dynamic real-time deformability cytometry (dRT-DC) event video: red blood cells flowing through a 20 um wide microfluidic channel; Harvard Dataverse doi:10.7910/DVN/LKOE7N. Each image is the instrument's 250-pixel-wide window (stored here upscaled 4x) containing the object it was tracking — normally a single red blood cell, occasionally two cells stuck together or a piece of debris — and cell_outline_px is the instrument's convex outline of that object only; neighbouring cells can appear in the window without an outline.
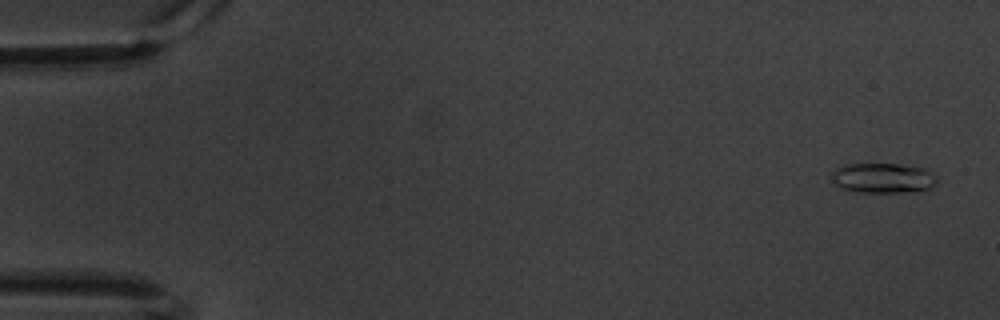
{"species": "common noctule bat (a hibernating species)", "species_latin": "Nyctalus noctula", "temperature_condition": "warm", "stored_images_in_passage": 61, "camera_frame_rate_fps": 3000, "um_per_image_px": 0.085, "animal": {"sex": "male", "body_mass_g": 20.1, "forearm_length_mm": 53.5}, "frame": {"image": 1, "passage_image": 3, "time_ms": 0.667, "image_size_px": [1000, 320], "cell_outline_px": [[936, 184], [932, 188], [916, 192], [856, 192], [840, 188], [832, 180], [832, 172], [836, 168], [844, 164], [900, 164], [924, 168], [936, 176]], "centroid_in_image_um": [75.06, 15.14], "position_along_channel_um": 9.9, "area_um2": 18.61}}
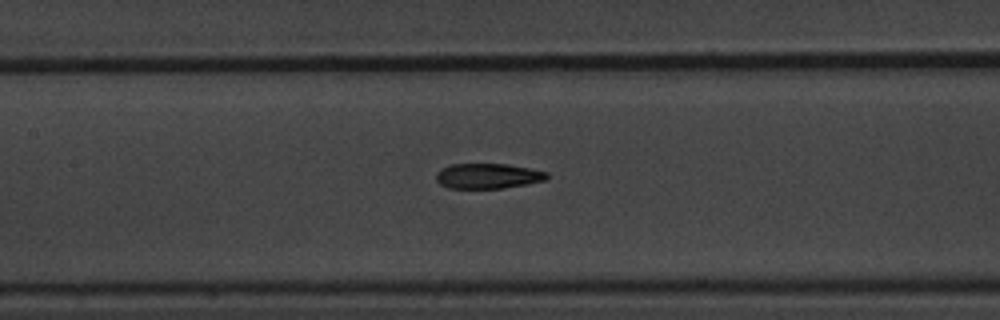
{"frame": {"image": 2, "passage_image": 29, "time_ms": 9.333, "image_size_px": [1000, 320], "cell_outline_px": [[548, 176], [544, 180], [528, 184], [504, 188], [448, 188], [440, 184], [436, 180], [436, 172], [440, 168], [452, 164], [508, 164], [548, 172]], "centroid_in_image_um": [41.44, 14.96], "position_along_channel_um": 166.0, "area_um2": 16.3}}
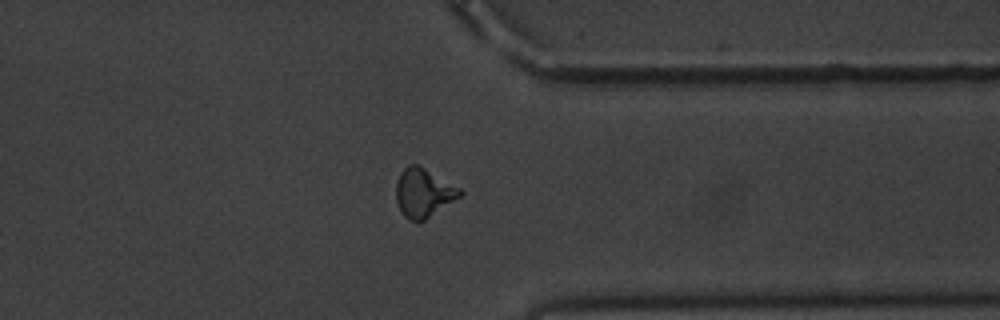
{"frame": {"image": 3, "passage_image": 48, "time_ms": 15.667, "image_size_px": [1000, 320], "cell_outline_px": [[464, 192], [460, 196], [424, 220], [408, 220], [400, 212], [396, 200], [396, 180], [400, 172], [408, 164], [420, 164], [460, 188]], "centroid_in_image_um": [35.97, 16.35], "position_along_channel_um": 375.4, "area_um2": 18.21}, "authors_computed_cell_mechanics": {"area_um2": 17.2244, "velocity_mm_per_s": 3.3661, "shape_relaxation_time_tau1_ms": 3.8303, "shape_relaxation_time_tau2_ms": 2.3027, "deformation_change_tau1": 0.1964, "deformation_change_tau2": 0.1065}}